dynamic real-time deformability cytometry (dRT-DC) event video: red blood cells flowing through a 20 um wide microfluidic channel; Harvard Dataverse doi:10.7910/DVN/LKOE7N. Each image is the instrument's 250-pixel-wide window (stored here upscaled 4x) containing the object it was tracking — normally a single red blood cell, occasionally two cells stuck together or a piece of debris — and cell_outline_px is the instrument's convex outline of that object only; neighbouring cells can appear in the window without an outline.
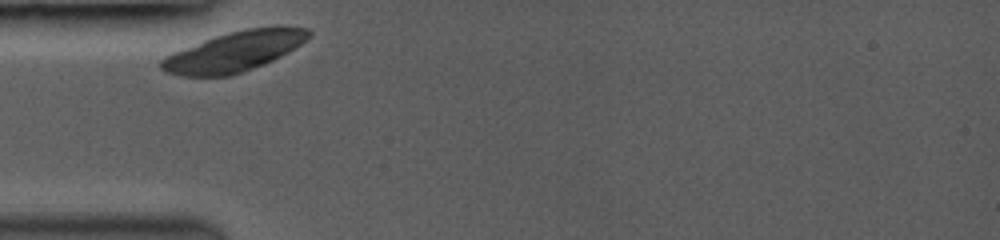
{"species": "common noctule bat (a hibernating species)", "species_latin": "Nyctalus noctula", "temperature_condition": "room temperature", "stored_images_in_passage": 2, "camera_frame_rate_fps": 3000, "um_per_image_px": 0.085, "animal": {"sex": "female", "body_mass_g": 19.0, "forearm_length_mm": 53.3}, "frame": {"image": 1, "passage_image": 1, "time_ms": 0.0, "image_size_px": [1000, 240], "cell_outline_px": [[312, 36], [288, 52], [264, 64], [228, 76], [180, 76], [168, 72], [160, 68], [160, 60], [164, 56], [204, 40], [228, 32], [248, 28], [276, 24], [284, 24], [308, 28], [312, 32]], "centroid_in_image_um": [19.99, 4.33], "position_along_channel_um": 65.0, "area_um2": 34.56}}